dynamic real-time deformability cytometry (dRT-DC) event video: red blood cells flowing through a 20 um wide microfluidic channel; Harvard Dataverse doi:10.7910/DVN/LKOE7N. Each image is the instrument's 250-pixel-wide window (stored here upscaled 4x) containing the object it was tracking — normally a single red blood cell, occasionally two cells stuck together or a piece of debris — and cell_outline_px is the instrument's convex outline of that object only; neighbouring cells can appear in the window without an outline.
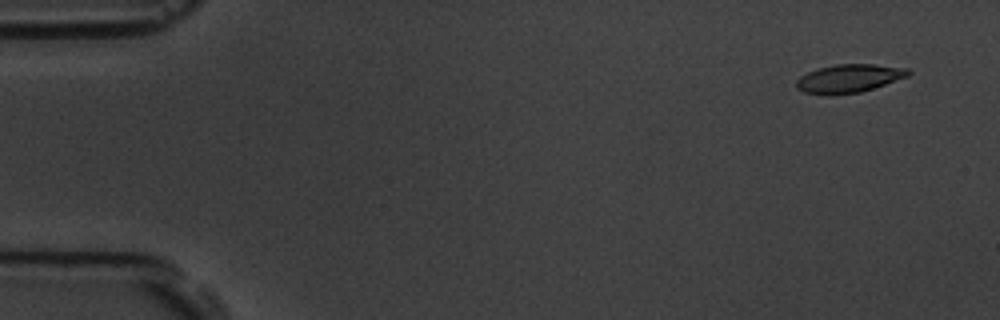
{"species": "common noctule bat (a hibernating species)", "species_latin": "Nyctalus noctula", "temperature_condition": "room temperature", "stored_images_in_passage": 8, "camera_frame_rate_fps": 3000, "um_per_image_px": 0.085, "animal": {"sex": "male", "body_mass_g": 19.5, "forearm_length_mm": 54.6}, "frame": {"image": 1, "passage_image": 1, "time_ms": 0.0, "image_size_px": [1000, 320], "cell_outline_px": [[912, 72], [908, 76], [860, 92], [804, 92], [796, 88], [796, 80], [800, 76], [808, 72], [820, 68], [836, 64], [872, 64], [908, 68]], "centroid_in_image_um": [72.2, 6.62], "position_along_channel_um": 12.8, "area_um2": 17.63}}
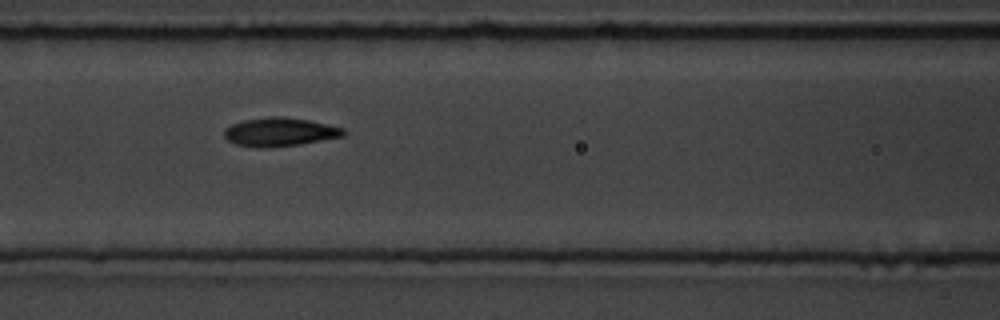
{"frame": {"image": 2, "passage_image": 7, "time_ms": 7.0, "image_size_px": [1000, 320], "cell_outline_px": [[344, 136], [300, 144], [264, 148], [256, 148], [236, 144], [228, 140], [224, 136], [224, 128], [232, 124], [244, 120], [272, 116], [284, 116], [308, 120], [328, 124], [344, 128]], "centroid_in_image_um": [23.76, 11.21], "position_along_channel_um": 142.8, "area_um2": 19.88}}
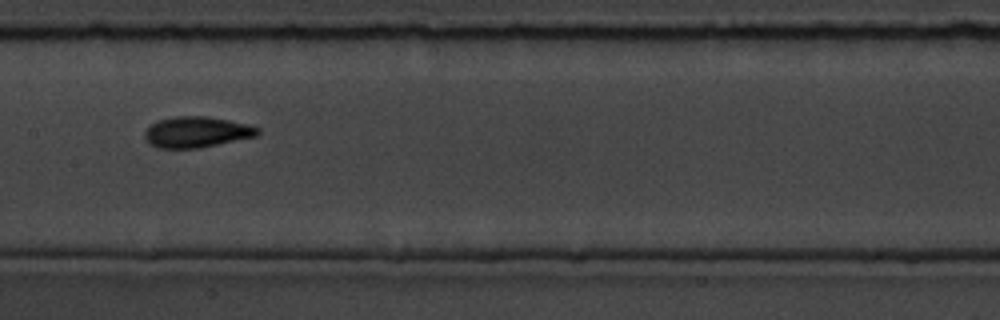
{"frame": {"image": 3, "passage_image": 8, "time_ms": 8.333, "image_size_px": [1000, 320], "cell_outline_px": [[260, 132], [256, 136], [200, 148], [156, 148], [148, 144], [144, 136], [144, 132], [148, 124], [156, 120], [176, 116], [204, 116], [228, 120], [248, 124], [260, 128]], "centroid_in_image_um": [16.65, 11.22], "position_along_channel_um": 190.7, "area_um2": 20.58}}